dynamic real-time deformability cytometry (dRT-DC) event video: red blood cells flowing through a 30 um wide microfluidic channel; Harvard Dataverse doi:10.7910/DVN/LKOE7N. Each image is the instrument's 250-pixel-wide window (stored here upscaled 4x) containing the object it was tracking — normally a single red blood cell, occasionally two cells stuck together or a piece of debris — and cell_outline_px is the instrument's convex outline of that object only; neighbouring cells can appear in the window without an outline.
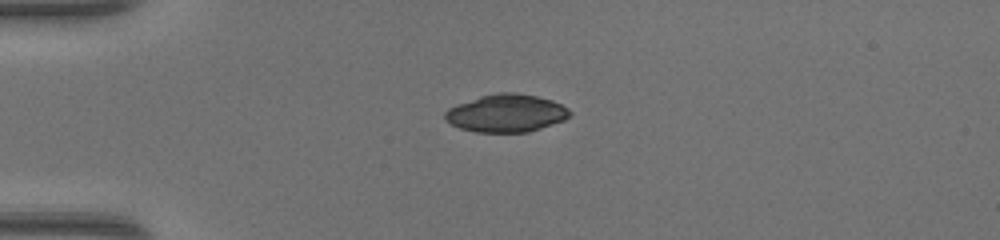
{"species": "common noctule bat (a hibernating species)", "species_latin": "Nyctalus noctula", "temperature_condition": "warm", "stored_images_in_passage": 36, "camera_frame_rate_fps": 3000, "um_per_image_px": 0.085, "animal": {"sex": "female", "body_mass_g": 17.0, "forearm_length_mm": 48.0}, "frame": {"image": 1, "passage_image": 1, "time_ms": 0.0, "image_size_px": [1000, 240], "cell_outline_px": [[572, 112], [564, 120], [528, 132], [476, 132], [460, 128], [444, 120], [444, 112], [448, 108], [456, 104], [480, 96], [496, 92], [516, 92], [536, 96], [552, 100], [568, 108]], "centroid_in_image_um": [43.0, 9.61], "position_along_channel_um": 42.0, "area_um2": 27.51}}
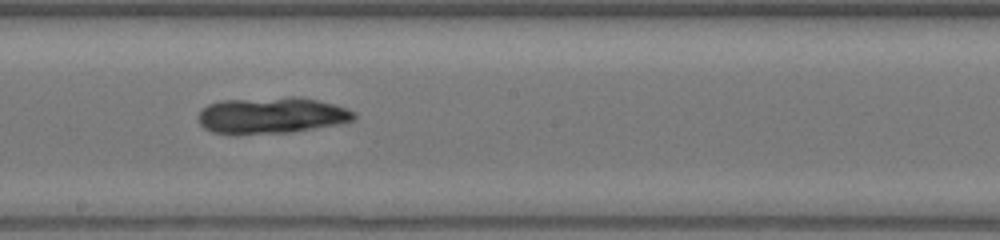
{"frame": {"image": 2, "passage_image": 16, "time_ms": 5.0, "image_size_px": [1000, 240], "cell_outline_px": [[356, 116], [352, 120], [336, 124], [292, 132], [236, 136], [212, 132], [204, 128], [200, 124], [200, 108], [208, 104], [220, 100], [292, 96], [316, 100], [332, 104], [356, 112]], "centroid_in_image_um": [23.0, 9.82], "position_along_channel_um": 225.2, "area_um2": 33.35}}
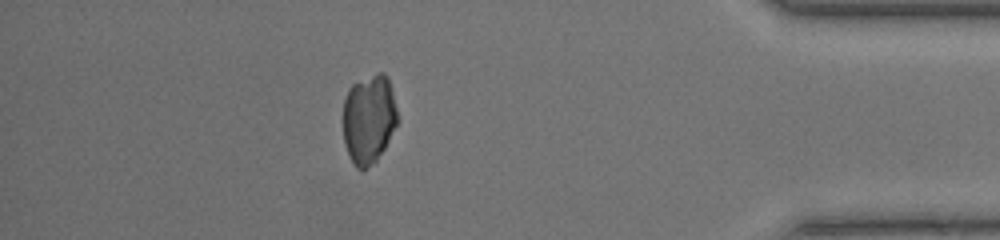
{"frame": {"image": 3, "passage_image": 31, "time_ms": 10.0, "image_size_px": [1000, 240], "cell_outline_px": [[396, 124], [384, 148], [376, 160], [364, 168], [356, 168], [352, 164], [348, 156], [344, 144], [344, 100], [348, 88], [352, 84], [376, 72], [384, 72], [388, 76], [396, 108]], "centroid_in_image_um": [31.32, 10.08], "position_along_channel_um": 403.9, "area_um2": 28.03}}